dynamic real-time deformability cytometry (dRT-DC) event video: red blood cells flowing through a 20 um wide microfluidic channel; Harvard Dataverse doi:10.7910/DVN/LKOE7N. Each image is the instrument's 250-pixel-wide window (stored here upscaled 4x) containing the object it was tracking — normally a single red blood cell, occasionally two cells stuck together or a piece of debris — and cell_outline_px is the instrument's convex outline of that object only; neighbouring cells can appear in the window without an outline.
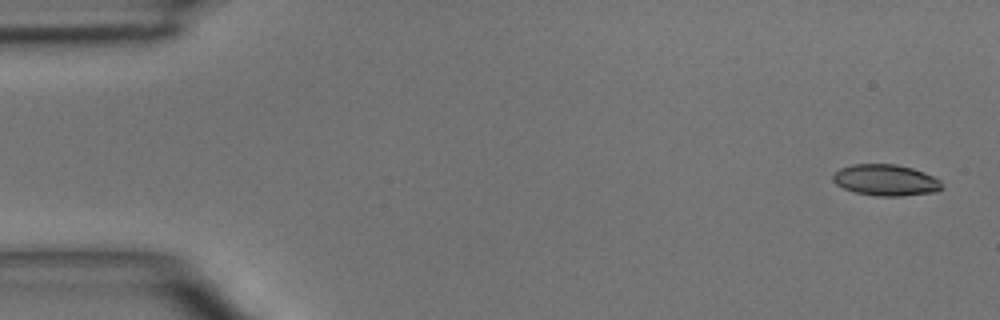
{"species": "common noctule bat (a hibernating species)", "species_latin": "Nyctalus noctula", "temperature_condition": "room temperature", "stored_images_in_passage": 4, "camera_frame_rate_fps": 3000, "um_per_image_px": 0.085, "animal": {"sex": "male", "body_mass_g": 15.6}, "frame": {"image": 1, "passage_image": 1, "time_ms": 0.0, "image_size_px": [1000, 320], "cell_outline_px": [[944, 188], [936, 192], [904, 196], [876, 196], [856, 192], [844, 188], [836, 184], [832, 180], [832, 176], [840, 168], [852, 164], [896, 164], [912, 168], [924, 172], [940, 180]], "centroid_in_image_um": [75.31, 15.31], "position_along_channel_um": 9.7, "area_um2": 19.94}}
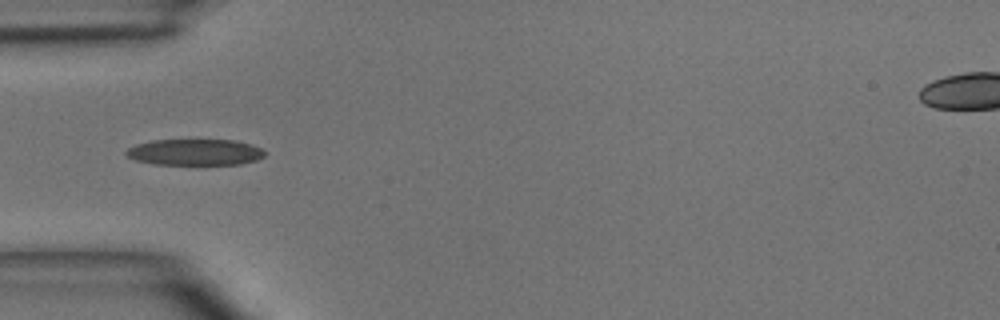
{"frame": {"image": 2, "passage_image": 4, "time_ms": 4.333, "image_size_px": [1000, 320], "cell_outline_px": [[264, 156], [256, 160], [240, 164], [156, 164], [136, 160], [128, 156], [124, 152], [128, 148], [136, 144], [152, 140], [236, 140], [264, 148]], "centroid_in_image_um": [16.59, 12.93], "position_along_channel_um": 68.4, "area_um2": 21.1}}